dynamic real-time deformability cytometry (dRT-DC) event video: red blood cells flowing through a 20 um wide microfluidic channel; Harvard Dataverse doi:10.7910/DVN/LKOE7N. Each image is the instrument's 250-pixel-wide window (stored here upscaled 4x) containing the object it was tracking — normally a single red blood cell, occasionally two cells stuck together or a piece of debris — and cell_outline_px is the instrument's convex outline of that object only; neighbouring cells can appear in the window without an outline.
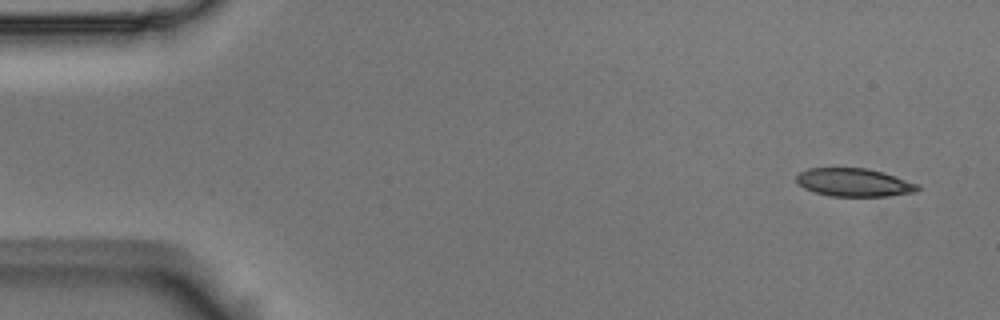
{"species": "Egyptian fruit bat (a non-hibernating species)", "species_latin": "Rousettus aegyptiacus", "temperature_condition": "room temperature", "stored_images_in_passage": 5, "camera_frame_rate_fps": 3000, "um_per_image_px": 0.085, "animal": {"sex": "male"}, "frame": {"image": 1, "passage_image": 1, "time_ms": 0.0, "image_size_px": [1000, 320], "cell_outline_px": [[920, 188], [916, 192], [888, 196], [832, 196], [816, 192], [804, 188], [796, 180], [796, 176], [800, 172], [808, 168], [868, 168], [884, 172], [920, 184]], "centroid_in_image_um": [72.64, 15.5], "position_along_channel_um": 12.4, "area_um2": 19.94}}
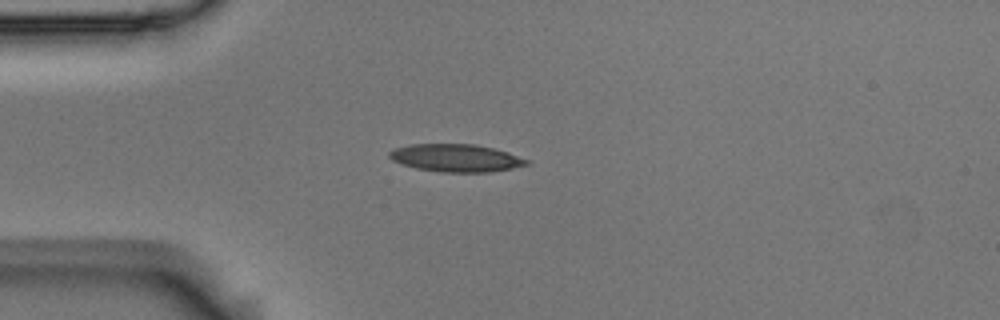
{"frame": {"image": 2, "passage_image": 4, "time_ms": 1.0, "image_size_px": [1000, 320], "cell_outline_px": [[528, 164], [512, 168], [488, 172], [444, 172], [416, 168], [392, 160], [388, 156], [388, 152], [396, 148], [412, 144], [476, 144], [508, 152], [528, 160]], "centroid_in_image_um": [38.75, 13.42], "position_along_channel_um": 46.3, "area_um2": 21.85}}